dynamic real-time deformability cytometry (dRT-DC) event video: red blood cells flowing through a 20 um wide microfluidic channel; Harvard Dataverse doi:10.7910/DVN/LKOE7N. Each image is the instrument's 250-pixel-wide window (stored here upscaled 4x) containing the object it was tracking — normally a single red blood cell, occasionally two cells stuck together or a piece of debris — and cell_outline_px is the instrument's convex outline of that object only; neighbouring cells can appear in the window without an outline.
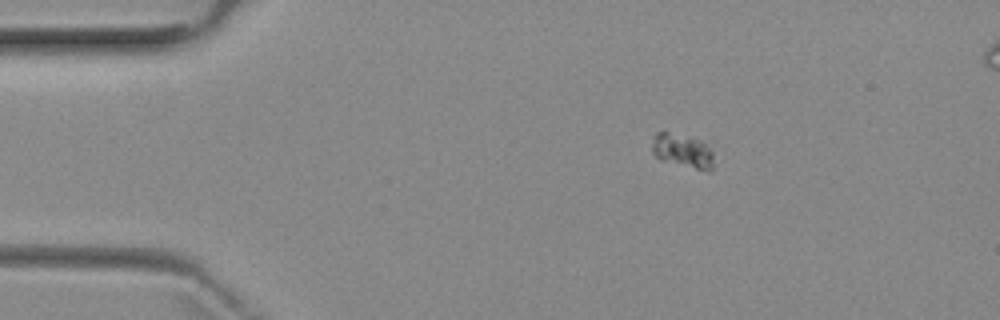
{"species": "common noctule bat (a hibernating species)", "species_latin": "Nyctalus noctula", "temperature_condition": "room temperature", "stored_images_in_passage": 4, "camera_frame_rate_fps": 3000, "um_per_image_px": 0.085, "animal": {"sex": "female", "body_mass_g": 29.2, "forearm_length_mm": 56.3}, "frame": {"image": 1, "passage_image": 1, "time_ms": 0.0, "image_size_px": [1000, 320], "cell_outline_px": [[712, 168], [696, 168], [660, 160], [652, 152], [652, 144], [656, 132], [668, 132], [688, 136], [700, 140], [712, 152]], "centroid_in_image_um": [57.95, 12.78], "position_along_channel_um": 27.1, "area_um2": 11.68}}